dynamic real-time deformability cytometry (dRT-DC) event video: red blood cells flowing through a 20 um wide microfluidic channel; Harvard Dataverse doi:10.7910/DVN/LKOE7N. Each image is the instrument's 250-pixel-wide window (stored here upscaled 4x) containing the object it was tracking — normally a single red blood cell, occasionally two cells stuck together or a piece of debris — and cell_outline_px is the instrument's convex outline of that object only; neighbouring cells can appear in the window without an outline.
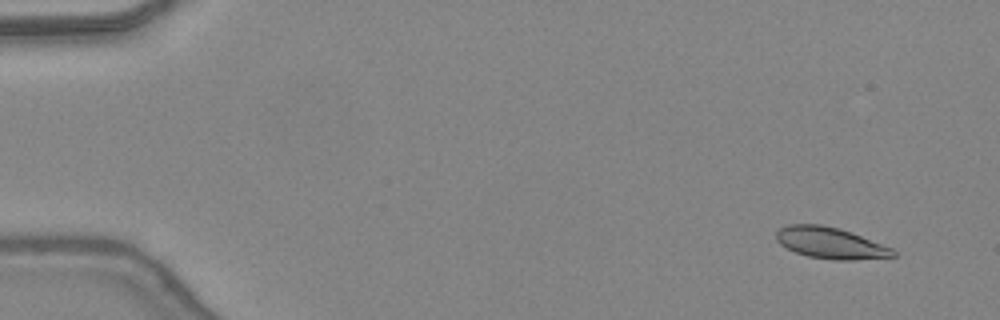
{"species": "common noctule bat (a hibernating species)", "species_latin": "Nyctalus noctula", "temperature_condition": "warm", "stored_images_in_passage": 48, "camera_frame_rate_fps": 3000, "um_per_image_px": 0.085, "animal": {"sex": "female", "body_mass_g": 24.6, "forearm_length_mm": 56.2}, "frame": {"image": 1, "passage_image": 4, "time_ms": 1.0, "image_size_px": [1000, 320], "cell_outline_px": [[896, 256], [852, 260], [836, 260], [808, 256], [796, 252], [780, 244], [776, 240], [776, 232], [780, 228], [788, 224], [820, 224], [840, 228], [852, 232], [892, 248], [896, 252]], "centroid_in_image_um": [70.58, 20.64], "position_along_channel_um": 14.4, "area_um2": 21.27}}
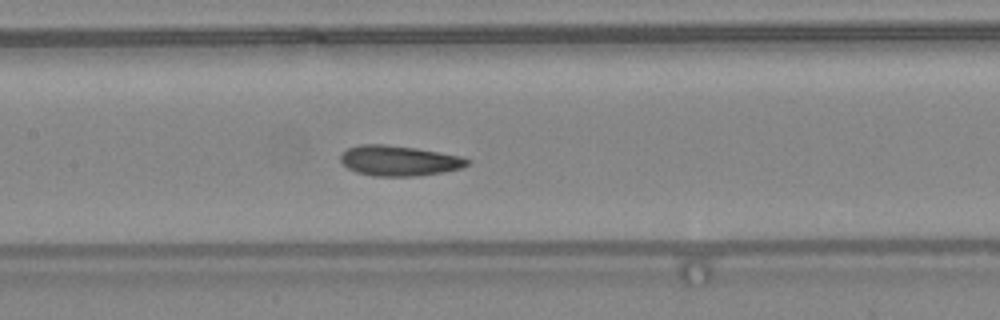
{"frame": {"image": 2, "passage_image": 24, "time_ms": 7.667, "image_size_px": [1000, 320], "cell_outline_px": [[468, 164], [460, 168], [444, 172], [416, 176], [372, 176], [356, 172], [348, 168], [340, 160], [340, 152], [348, 148], [360, 144], [384, 144], [416, 148], [460, 156], [468, 160]], "centroid_in_image_um": [33.86, 13.66], "position_along_channel_um": 173.5, "area_um2": 22.31}}
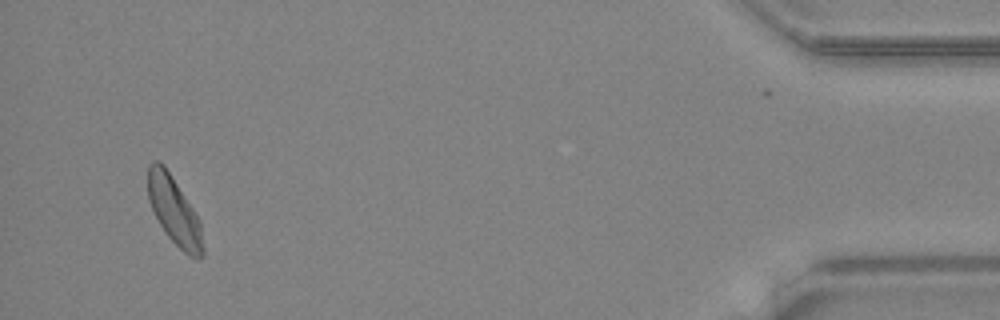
{"frame": {"image": 3, "passage_image": 46, "time_ms": 15.0, "image_size_px": [1000, 320], "cell_outline_px": [[204, 256], [200, 260], [196, 260], [188, 256], [164, 232], [148, 200], [148, 164], [152, 160], [156, 160], [164, 164], [200, 220], [204, 248]], "centroid_in_image_um": [14.83, 17.95], "position_along_channel_um": 420.4, "area_um2": 21.79}, "authors_computed_cell_mechanics": {"area_um2": 21.7906, "velocity_mm_per_s": 4.403, "shape_relaxation_time_tau1_ms": 4.4037, "shape_relaxation_time_tau2_ms": 2.8859, "deformation_change_tau1": 0.1246, "deformation_change_tau2": 0.0951}}